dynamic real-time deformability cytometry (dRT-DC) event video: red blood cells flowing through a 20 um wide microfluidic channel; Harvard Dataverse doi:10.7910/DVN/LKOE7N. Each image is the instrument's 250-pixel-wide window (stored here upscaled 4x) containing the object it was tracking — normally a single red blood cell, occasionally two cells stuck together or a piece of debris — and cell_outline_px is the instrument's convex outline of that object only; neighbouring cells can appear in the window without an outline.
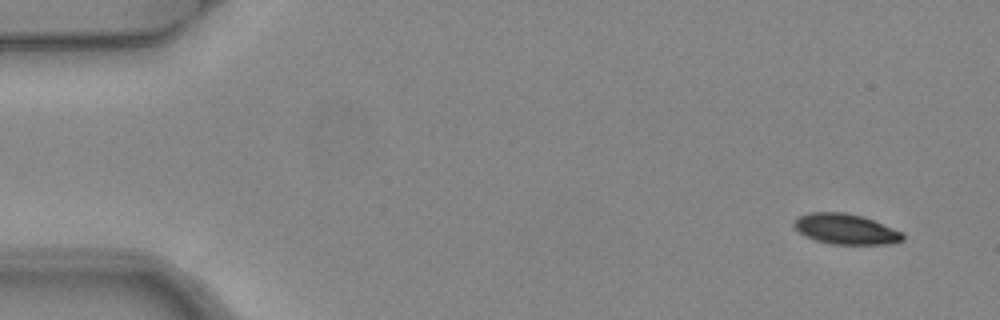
{"species": "common noctule bat (a hibernating species)", "species_latin": "Nyctalus noctula", "temperature_condition": "warm", "stored_images_in_passage": 4, "camera_frame_rate_fps": 3000, "um_per_image_px": 0.085, "animal": {"sex": "female", "body_mass_g": 24.6, "forearm_length_mm": 56.2}, "frame": {"image": 1, "passage_image": 1, "time_ms": 0.0, "image_size_px": [1000, 320], "cell_outline_px": [[904, 240], [892, 244], [832, 244], [816, 240], [804, 236], [792, 224], [792, 220], [808, 212], [844, 212], [864, 216], [904, 232]], "centroid_in_image_um": [71.9, 19.46], "position_along_channel_um": 13.1, "area_um2": 19.54}}
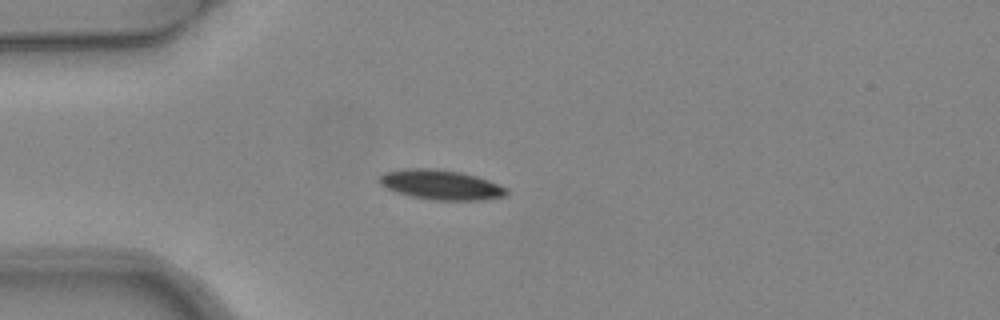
{"frame": {"image": 2, "passage_image": 4, "time_ms": 1.0, "image_size_px": [1000, 320], "cell_outline_px": [[508, 192], [504, 196], [480, 200], [436, 200], [412, 196], [396, 192], [380, 184], [380, 176], [384, 172], [404, 168], [432, 168], [460, 172], [476, 176], [488, 180], [508, 188]], "centroid_in_image_um": [37.48, 15.69], "position_along_channel_um": 47.5, "area_um2": 21.91}}